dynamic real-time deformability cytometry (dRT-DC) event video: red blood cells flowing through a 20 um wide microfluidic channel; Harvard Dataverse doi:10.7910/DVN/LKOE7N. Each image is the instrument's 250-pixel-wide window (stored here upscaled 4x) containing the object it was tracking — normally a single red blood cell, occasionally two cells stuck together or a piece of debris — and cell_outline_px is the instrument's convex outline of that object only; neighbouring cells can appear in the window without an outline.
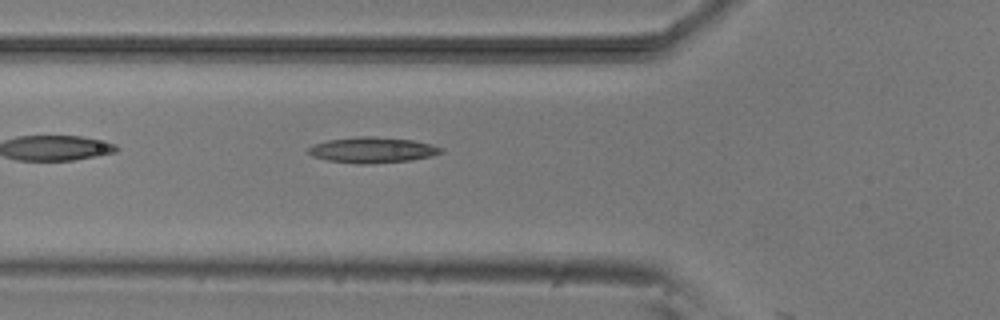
{"species": "common noctule bat (a hibernating species)", "species_latin": "Nyctalus noctula", "temperature_condition": "room temperature", "stored_images_in_passage": 6, "camera_frame_rate_fps": 3000, "um_per_image_px": 0.085, "animal": {"sex": "male", "body_mass_g": 20.5, "forearm_length_mm": 52.5}, "frame": {"image": 1, "passage_image": 6, "time_ms": 5.667, "image_size_px": [1000, 320], "cell_outline_px": [[444, 152], [432, 156], [412, 160], [364, 164], [356, 164], [328, 160], [312, 156], [308, 152], [308, 148], [316, 144], [328, 140], [360, 136], [372, 136], [412, 140], [432, 144], [444, 148]], "centroid_in_image_um": [31.7, 12.75], "position_along_channel_um": 94.1, "area_um2": 19.83}}